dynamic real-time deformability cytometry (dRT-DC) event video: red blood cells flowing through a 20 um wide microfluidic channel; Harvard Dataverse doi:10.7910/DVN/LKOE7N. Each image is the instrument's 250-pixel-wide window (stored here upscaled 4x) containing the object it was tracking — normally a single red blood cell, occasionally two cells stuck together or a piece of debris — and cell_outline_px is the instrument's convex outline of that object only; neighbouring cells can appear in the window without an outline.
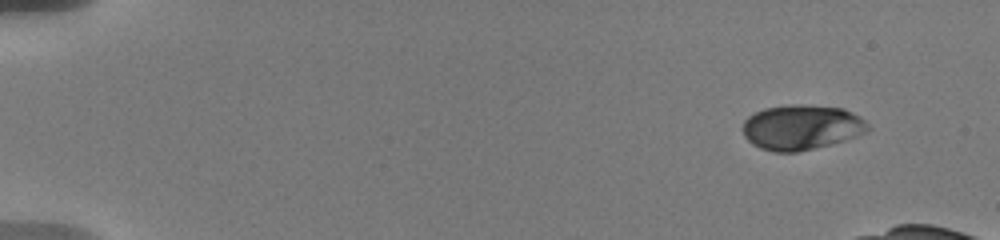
{"species": "human", "species_latin": "Homo sapiens", "temperature_condition": "warm", "stored_images_in_passage": 35, "camera_frame_rate_fps": 3000, "um_per_image_px": 0.085, "donor": {"sex": "male"}, "frame": {"image": 1, "passage_image": 1, "time_ms": 0.0, "image_size_px": [1000, 240], "cell_outline_px": [[868, 128], [864, 132], [856, 136], [844, 140], [796, 152], [772, 152], [760, 148], [752, 144], [744, 136], [740, 128], [744, 120], [748, 116], [764, 108], [792, 104], [804, 104], [840, 108], [860, 116], [868, 124]], "centroid_in_image_um": [68.05, 10.81], "position_along_channel_um": 16.9, "area_um2": 32.71}}
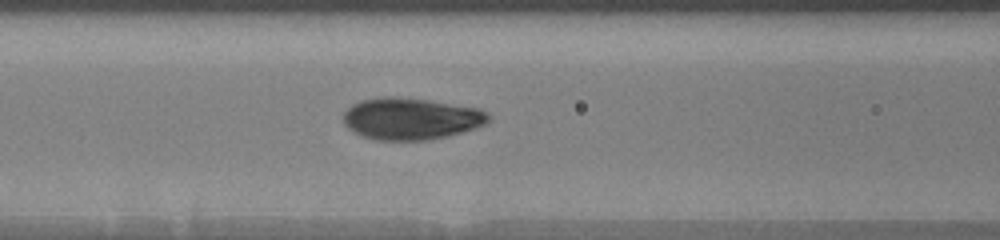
{"frame": {"image": 2, "passage_image": 15, "time_ms": 7.0, "image_size_px": [1000, 240], "cell_outline_px": [[492, 120], [476, 128], [448, 136], [428, 140], [376, 140], [360, 136], [352, 132], [344, 124], [344, 112], [352, 104], [360, 100], [384, 96], [392, 96], [428, 100], [480, 108], [488, 112], [492, 116]], "centroid_in_image_um": [34.95, 10.09], "position_along_channel_um": 131.7, "area_um2": 35.78}}
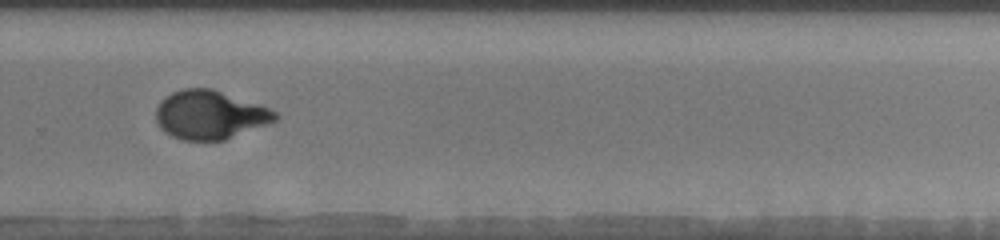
{"frame": {"image": 3, "passage_image": 26, "time_ms": 12.0, "image_size_px": [1000, 240], "cell_outline_px": [[280, 116], [276, 120], [224, 140], [184, 140], [172, 136], [164, 132], [160, 128], [156, 120], [156, 108], [160, 100], [172, 92], [184, 88], [212, 88], [260, 104], [276, 112]], "centroid_in_image_um": [17.81, 9.75], "position_along_channel_um": 312.0, "area_um2": 33.76}}